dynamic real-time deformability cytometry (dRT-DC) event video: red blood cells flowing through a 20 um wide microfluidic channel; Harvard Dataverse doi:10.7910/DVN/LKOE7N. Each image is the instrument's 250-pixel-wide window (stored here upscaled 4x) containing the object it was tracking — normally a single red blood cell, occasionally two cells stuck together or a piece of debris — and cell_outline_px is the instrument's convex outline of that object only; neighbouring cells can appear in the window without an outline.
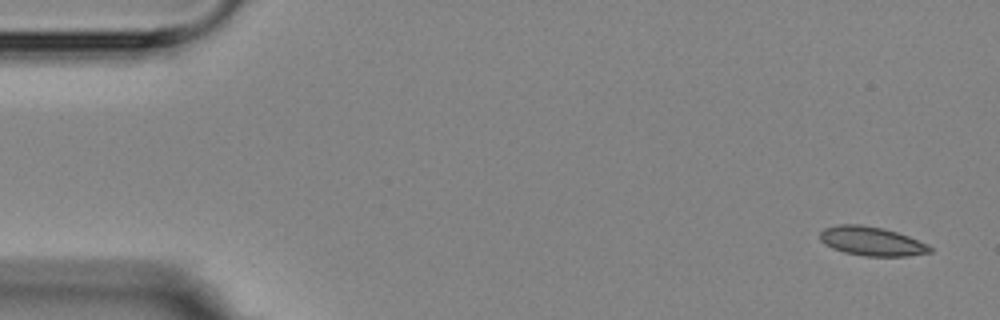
{"species": "Egyptian fruit bat (a non-hibernating species)", "species_latin": "Rousettus aegyptiacus", "temperature_condition": "room temperature", "stored_images_in_passage": 2, "camera_frame_rate_fps": 3000, "um_per_image_px": 0.085, "animal": {"sex": "female"}, "frame": {"image": 1, "passage_image": 2, "time_ms": 2.0, "image_size_px": [1000, 320], "cell_outline_px": [[932, 252], [908, 256], [868, 256], [844, 252], [832, 248], [824, 244], [820, 240], [820, 232], [824, 228], [836, 224], [860, 224], [884, 228], [908, 236], [928, 244], [932, 248]], "centroid_in_image_um": [74.07, 20.49], "position_along_channel_um": 10.9, "area_um2": 18.67}}